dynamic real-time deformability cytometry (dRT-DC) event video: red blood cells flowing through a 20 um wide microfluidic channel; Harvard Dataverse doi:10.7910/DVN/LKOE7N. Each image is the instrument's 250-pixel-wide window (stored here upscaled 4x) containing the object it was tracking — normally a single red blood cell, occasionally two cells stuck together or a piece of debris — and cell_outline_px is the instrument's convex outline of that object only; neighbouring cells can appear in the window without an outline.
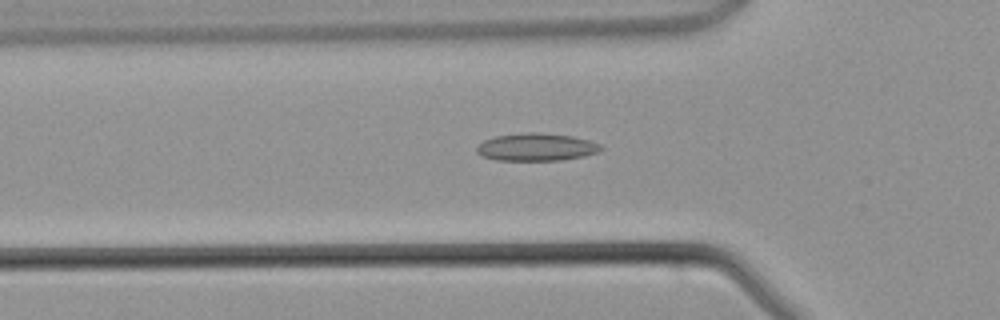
{"species": "common noctule bat (a hibernating species)", "species_latin": "Nyctalus noctula", "temperature_condition": "warm", "stored_images_in_passage": 44, "camera_frame_rate_fps": 3000, "um_per_image_px": 0.085, "animal": {"sex": "male", "body_mass_g": 21.5, "forearm_length_mm": 52.0}, "frame": {"image": 1, "passage_image": 14, "time_ms": 4.333, "image_size_px": [1000, 320], "cell_outline_px": [[604, 148], [596, 152], [584, 156], [560, 160], [496, 160], [484, 156], [476, 152], [476, 148], [484, 140], [496, 136], [528, 132], [532, 132], [572, 136], [588, 140], [600, 144]], "centroid_in_image_um": [45.59, 12.5], "position_along_channel_um": 80.2, "area_um2": 19.71}}
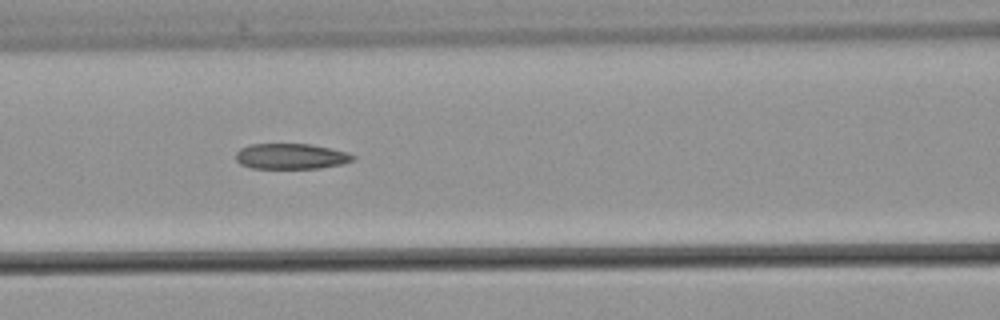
{"frame": {"image": 2, "passage_image": 18, "time_ms": 5.667, "image_size_px": [1000, 320], "cell_outline_px": [[356, 156], [352, 160], [340, 164], [320, 168], [252, 168], [240, 164], [236, 160], [236, 152], [240, 148], [252, 144], [312, 144], [348, 152]], "centroid_in_image_um": [24.72, 13.28], "position_along_channel_um": 141.9, "area_um2": 17.4}}
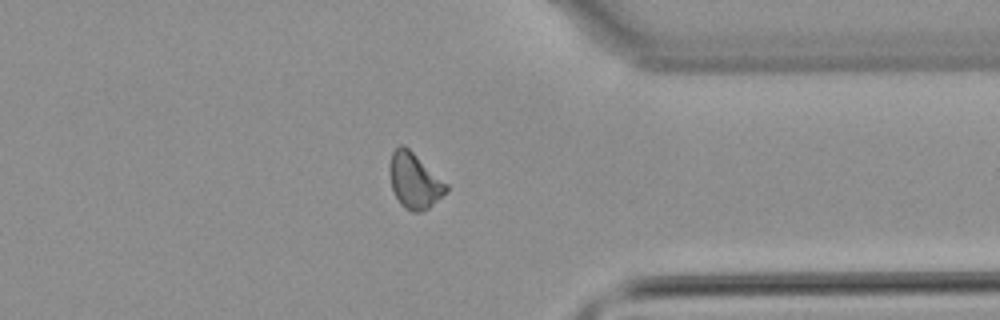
{"frame": {"image": 3, "passage_image": 34, "time_ms": 11.0, "image_size_px": [1000, 320], "cell_outline_px": [[448, 192], [428, 208], [420, 212], [412, 212], [404, 208], [400, 204], [392, 188], [392, 152], [400, 144], [404, 144], [448, 184]], "centroid_in_image_um": [35.29, 15.39], "position_along_channel_um": 376.1, "area_um2": 17.86}}